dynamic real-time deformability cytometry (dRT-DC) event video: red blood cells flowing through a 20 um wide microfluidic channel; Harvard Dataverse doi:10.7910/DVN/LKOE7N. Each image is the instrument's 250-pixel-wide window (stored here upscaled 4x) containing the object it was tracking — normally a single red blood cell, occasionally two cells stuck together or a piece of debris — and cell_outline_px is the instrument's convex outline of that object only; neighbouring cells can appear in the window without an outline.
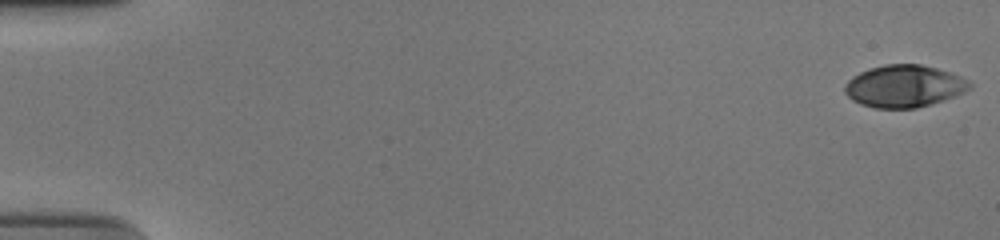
{"species": "human", "species_latin": "Homo sapiens", "temperature_condition": "cold", "stored_images_in_passage": 55, "camera_frame_rate_fps": 3000, "um_per_image_px": 0.085, "donor": {"sex": "male"}, "frame": {"image": 1, "passage_image": 1, "time_ms": 0.0, "image_size_px": [1000, 240], "cell_outline_px": [[972, 88], [964, 92], [944, 100], [916, 108], [876, 108], [860, 104], [852, 100], [844, 92], [844, 84], [852, 76], [868, 68], [884, 64], [920, 64], [952, 72], [968, 80], [972, 84]], "centroid_in_image_um": [76.84, 7.31], "position_along_channel_um": 8.2, "area_um2": 30.92}}
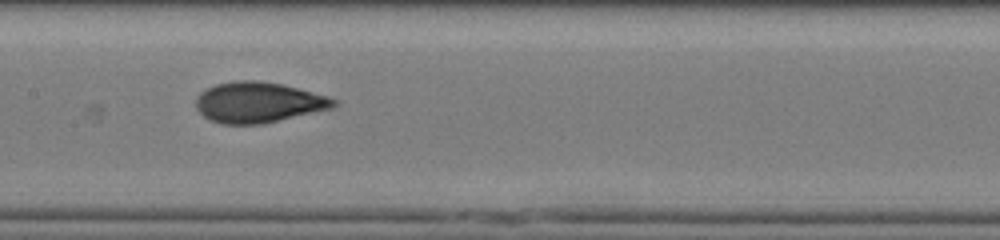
{"frame": {"image": 2, "passage_image": 29, "time_ms": 9.333, "image_size_px": [1000, 240], "cell_outline_px": [[340, 104], [332, 108], [264, 124], [220, 124], [204, 116], [196, 108], [196, 96], [200, 92], [216, 84], [236, 80], [256, 80], [280, 84], [328, 96], [336, 100]], "centroid_in_image_um": [21.96, 8.71], "position_along_channel_um": 185.4, "area_um2": 32.54}}
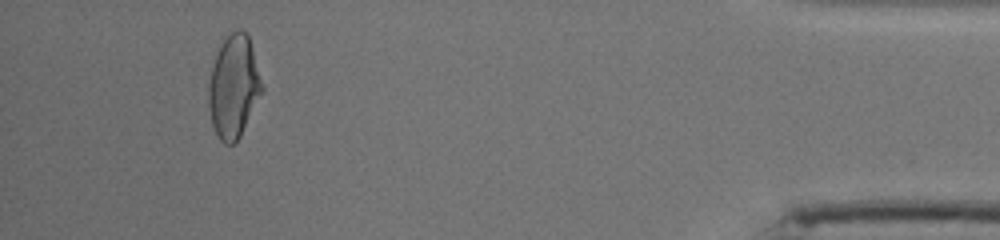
{"frame": {"image": 3, "passage_image": 52, "time_ms": 17.0, "image_size_px": [1000, 240], "cell_outline_px": [[264, 92], [240, 136], [232, 144], [224, 144], [220, 140], [212, 124], [208, 104], [208, 84], [212, 68], [216, 56], [224, 40], [236, 28], [240, 28], [248, 36], [252, 48], [264, 88]], "centroid_in_image_um": [19.88, 7.39], "position_along_channel_um": 415.3, "area_um2": 31.73}, "authors_computed_cell_mechanics": {"area_um2": 31.3276, "velocity_mm_per_s": 3.7637, "shape_relaxation_time_tau1_ms": 6.4036, "shape_relaxation_time_tau2_ms": 0.9915, "deformation_change_tau1": 0.2111, "deformation_change_tau2": 0.0538}}